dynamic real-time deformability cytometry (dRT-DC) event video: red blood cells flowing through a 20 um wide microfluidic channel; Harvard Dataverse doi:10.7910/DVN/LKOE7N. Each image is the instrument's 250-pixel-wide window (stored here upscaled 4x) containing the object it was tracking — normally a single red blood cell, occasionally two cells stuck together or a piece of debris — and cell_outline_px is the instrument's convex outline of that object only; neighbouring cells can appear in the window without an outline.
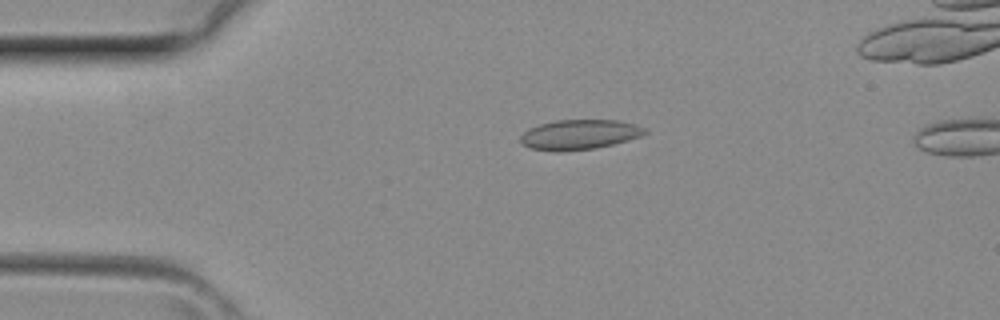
{"species": "common noctule bat (a hibernating species)", "species_latin": "Nyctalus noctula", "temperature_condition": "room temperature", "stored_images_in_passage": 31, "camera_frame_rate_fps": 3000, "um_per_image_px": 0.085, "animal": {"sex": "female", "body_mass_g": 29.2, "forearm_length_mm": 56.3}, "frame": {"image": 1, "passage_image": 1, "time_ms": 0.0, "image_size_px": [1000, 320], "cell_outline_px": [[648, 132], [640, 136], [628, 140], [596, 148], [560, 152], [532, 148], [520, 144], [520, 136], [528, 128], [540, 124], [556, 120], [616, 120], [636, 124], [644, 128]], "centroid_in_image_um": [49.22, 11.44], "position_along_channel_um": 35.8, "area_um2": 21.68}}
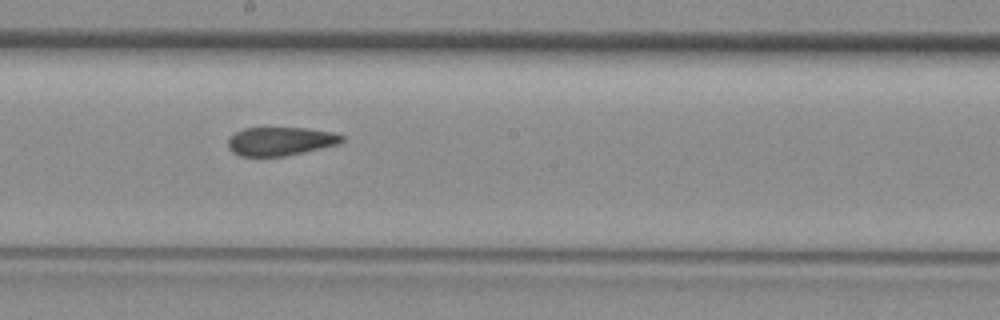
{"frame": {"image": 2, "passage_image": 14, "time_ms": 4.333, "image_size_px": [1000, 320], "cell_outline_px": [[344, 140], [340, 144], [304, 152], [284, 156], [240, 156], [232, 152], [228, 148], [228, 140], [236, 132], [244, 128], [304, 128], [332, 132], [344, 136]], "centroid_in_image_um": [23.85, 12.01], "position_along_channel_um": 224.4, "area_um2": 18.9}}
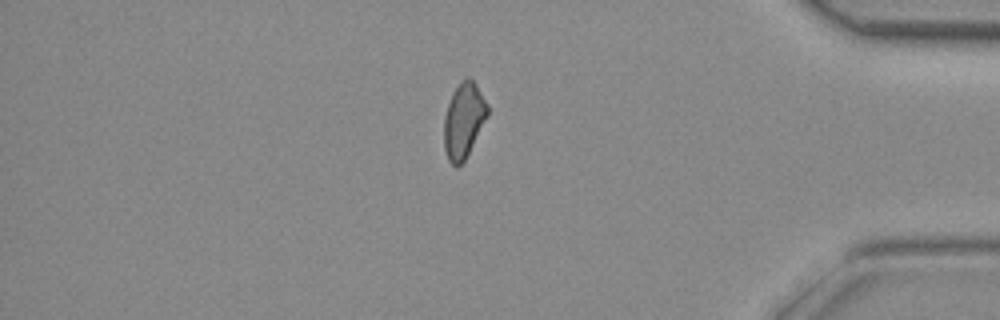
{"frame": {"image": 3, "passage_image": 26, "time_ms": 8.333, "image_size_px": [1000, 320], "cell_outline_px": [[488, 116], [464, 160], [456, 168], [448, 160], [444, 148], [444, 116], [452, 92], [460, 80], [468, 76], [476, 84], [488, 104]], "centroid_in_image_um": [39.4, 10.2], "position_along_channel_um": 395.8, "area_um2": 19.07}}